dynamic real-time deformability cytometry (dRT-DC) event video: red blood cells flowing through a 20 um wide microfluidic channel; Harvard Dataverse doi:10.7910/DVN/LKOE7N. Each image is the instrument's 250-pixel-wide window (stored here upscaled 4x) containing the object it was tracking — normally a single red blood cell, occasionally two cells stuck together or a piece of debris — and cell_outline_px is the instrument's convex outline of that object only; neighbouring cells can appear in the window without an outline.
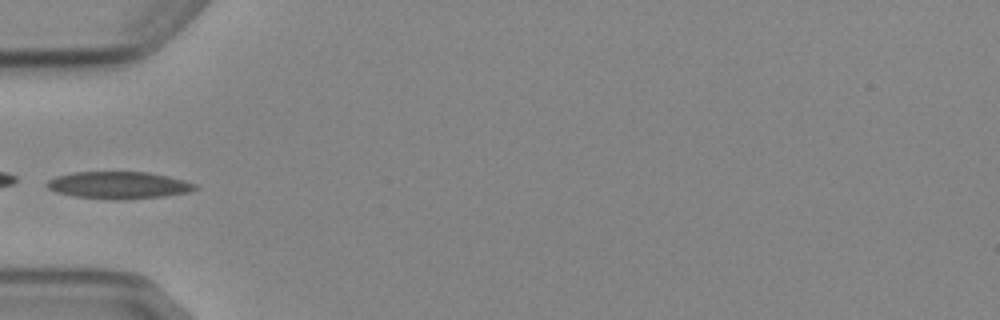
{"species": "Egyptian fruit bat (a non-hibernating species)", "species_latin": "Rousettus aegyptiacus", "temperature_condition": "cold", "stored_images_in_passage": 6, "camera_frame_rate_fps": 3000, "um_per_image_px": 0.085, "animal": {"sex": "female"}, "frame": {"image": 1, "passage_image": 6, "time_ms": 5.667, "image_size_px": [1000, 320], "cell_outline_px": [[200, 188], [188, 192], [164, 196], [120, 200], [108, 200], [72, 196], [56, 192], [48, 188], [44, 184], [48, 180], [56, 176], [72, 172], [148, 172], [168, 176], [184, 180], [196, 184]], "centroid_in_image_um": [10.07, 15.74], "position_along_channel_um": 74.9, "area_um2": 23.7}}